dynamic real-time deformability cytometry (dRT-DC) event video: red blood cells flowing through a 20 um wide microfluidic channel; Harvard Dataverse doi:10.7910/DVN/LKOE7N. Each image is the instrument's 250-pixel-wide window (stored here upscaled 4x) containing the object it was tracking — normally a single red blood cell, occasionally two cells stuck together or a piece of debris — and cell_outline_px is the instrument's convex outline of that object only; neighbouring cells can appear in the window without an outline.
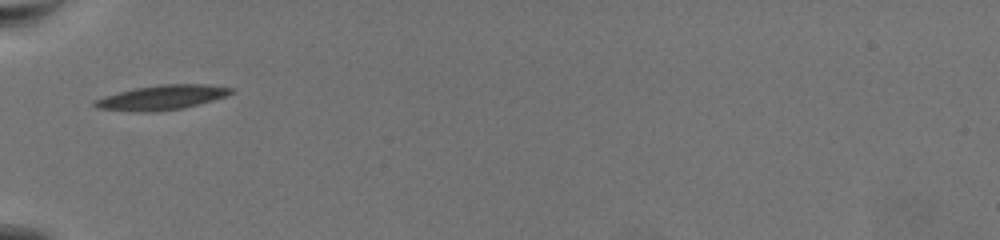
{"species": "common noctule bat (a hibernating species)", "species_latin": "Nyctalus noctula", "temperature_condition": "warm", "stored_images_in_passage": 4, "camera_frame_rate_fps": 3000, "um_per_image_px": 0.085, "animal": {"sex": "female", "body_mass_g": 19.5, "forearm_length_mm": 54.1}, "frame": {"image": 1, "passage_image": 1, "time_ms": 0.0, "image_size_px": [1000, 240], "cell_outline_px": [[236, 92], [212, 100], [180, 108], [148, 112], [136, 112], [96, 108], [92, 104], [92, 100], [104, 96], [132, 88], [160, 84], [208, 84], [232, 88]], "centroid_in_image_um": [13.69, 8.27], "position_along_channel_um": 71.3, "area_um2": 19.54}}